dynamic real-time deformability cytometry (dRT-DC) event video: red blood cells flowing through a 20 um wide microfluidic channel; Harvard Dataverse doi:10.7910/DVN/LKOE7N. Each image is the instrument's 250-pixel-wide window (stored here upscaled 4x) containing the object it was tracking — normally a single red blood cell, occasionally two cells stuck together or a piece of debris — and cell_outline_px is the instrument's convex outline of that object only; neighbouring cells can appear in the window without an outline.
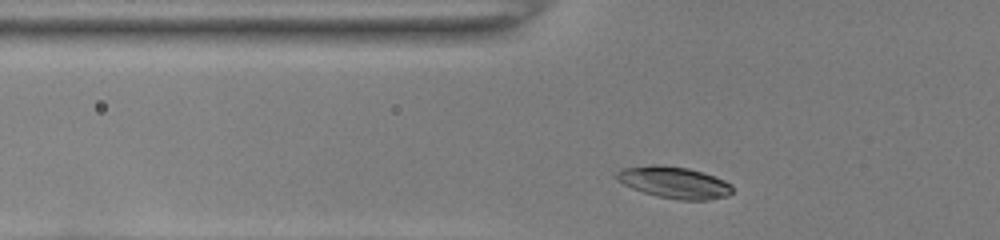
{"species": "common noctule bat (a hibernating species)", "species_latin": "Nyctalus noctula", "temperature_condition": "room temperature", "stored_images_in_passage": 29, "camera_frame_rate_fps": 3000, "um_per_image_px": 0.085, "animal": {"sex": "female", "body_mass_g": 22.0, "forearm_length_mm": 56.7}, "frame": {"image": 1, "passage_image": 2, "time_ms": 0.333, "image_size_px": [1000, 240], "cell_outline_px": [[732, 192], [728, 196], [708, 200], [680, 200], [656, 196], [632, 188], [616, 180], [616, 172], [620, 168], [652, 164], [660, 164], [688, 168], [724, 180], [732, 184]], "centroid_in_image_um": [57.28, 15.5], "position_along_channel_um": 68.5, "area_um2": 21.44}}
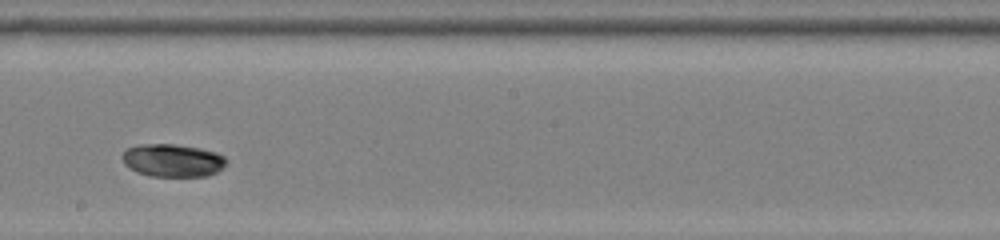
{"frame": {"image": 2, "passage_image": 15, "time_ms": 4.667, "image_size_px": [1000, 240], "cell_outline_px": [[224, 164], [216, 172], [208, 176], [152, 176], [136, 172], [124, 164], [120, 156], [128, 148], [140, 144], [172, 144], [200, 148], [216, 152], [224, 156]], "centroid_in_image_um": [14.63, 13.63], "position_along_channel_um": 233.6, "area_um2": 19.77}}
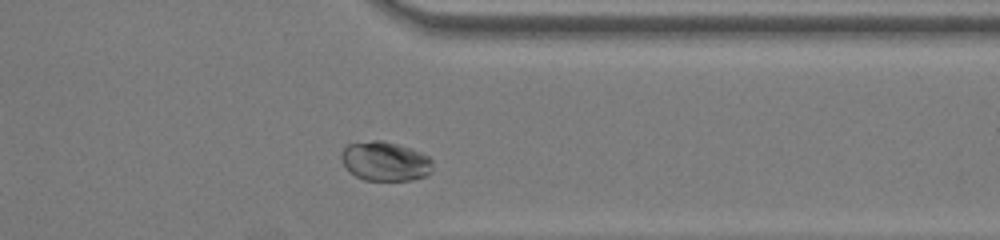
{"frame": {"image": 3, "passage_image": 26, "time_ms": 8.333, "image_size_px": [1000, 240], "cell_outline_px": [[432, 172], [428, 176], [412, 180], [364, 180], [348, 172], [340, 156], [340, 152], [348, 144], [372, 140], [380, 140], [396, 144], [420, 152], [428, 156], [432, 160]], "centroid_in_image_um": [32.73, 13.72], "position_along_channel_um": 378.7, "area_um2": 21.04}, "authors_computed_cell_mechanics": {"area_um2": 20.1722, "velocity_mm_per_s": 3.9359, "shape_relaxation_time_tau1_ms": 8.4851, "shape_relaxation_time_tau2_ms": null, "deformation_change_tau1": 0.2225, "deformation_change_tau2": null}}